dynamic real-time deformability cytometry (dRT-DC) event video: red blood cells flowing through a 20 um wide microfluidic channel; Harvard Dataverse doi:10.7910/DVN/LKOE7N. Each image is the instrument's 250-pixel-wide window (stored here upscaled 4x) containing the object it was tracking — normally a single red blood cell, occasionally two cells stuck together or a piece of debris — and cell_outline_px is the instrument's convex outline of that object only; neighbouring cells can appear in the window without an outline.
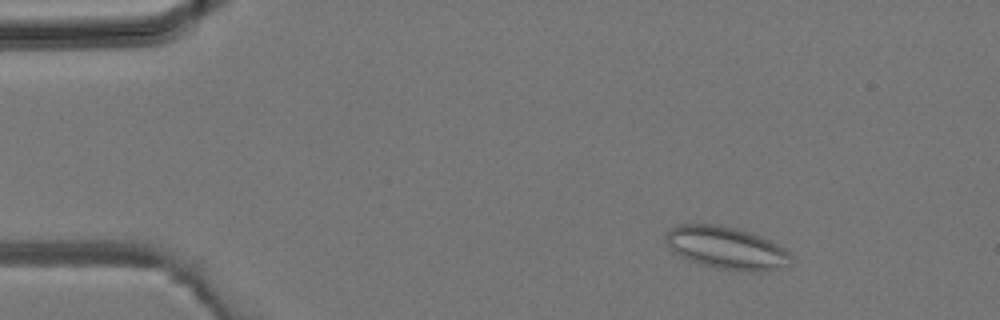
{"species": "common noctule bat (a hibernating species)", "species_latin": "Nyctalus noctula", "temperature_condition": "room temperature", "stored_images_in_passage": 4, "camera_frame_rate_fps": 3000, "um_per_image_px": 0.085, "animal": {"sex": "male", "body_mass_g": 19.2, "forearm_length_mm": 51.8}, "frame": {"image": 1, "passage_image": 2, "time_ms": 0.333, "image_size_px": [1000, 320], "cell_outline_px": [[792, 264], [788, 268], [752, 272], [716, 268], [700, 264], [688, 260], [672, 252], [664, 236], [668, 228], [676, 224], [720, 224], [736, 228], [748, 232], [768, 240], [776, 244], [788, 252], [792, 256]], "centroid_in_image_um": [61.72, 21.08], "position_along_channel_um": 23.3, "area_um2": 31.33}}